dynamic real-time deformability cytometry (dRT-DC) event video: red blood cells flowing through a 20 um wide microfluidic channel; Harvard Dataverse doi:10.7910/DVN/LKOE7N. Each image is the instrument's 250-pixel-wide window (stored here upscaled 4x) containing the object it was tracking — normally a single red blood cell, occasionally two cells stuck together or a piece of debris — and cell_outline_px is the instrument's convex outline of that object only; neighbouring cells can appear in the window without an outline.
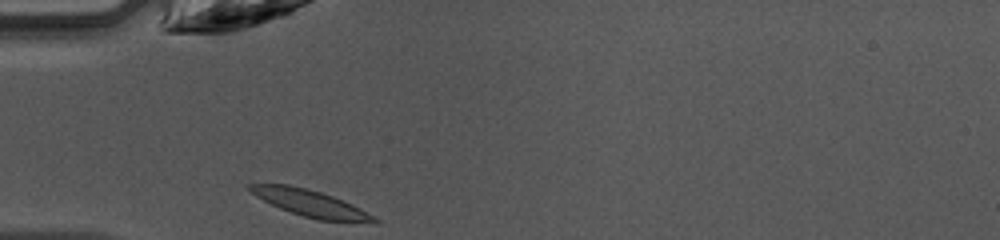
{"species": "common noctule bat (a hibernating species)", "species_latin": "Nyctalus noctula", "temperature_condition": "warm", "stored_images_in_passage": 27, "camera_frame_rate_fps": 3000, "um_per_image_px": 0.085, "animal": {"sex": "female", "body_mass_g": 10.0, "forearm_length_mm": 53.1}, "frame": {"image": 1, "passage_image": 1, "time_ms": 0.0, "image_size_px": [1000, 240], "cell_outline_px": [[380, 224], [376, 224], [320, 220], [304, 216], [280, 208], [256, 196], [244, 184], [288, 184], [320, 192], [332, 196], [352, 204], [360, 208], [380, 220]], "centroid_in_image_um": [26.46, 17.3], "position_along_channel_um": 58.5, "area_um2": 19.25}}
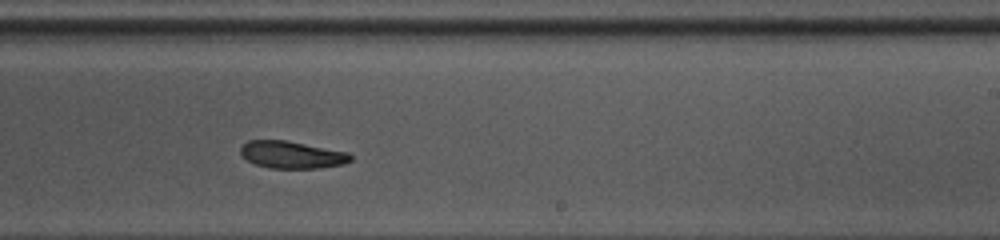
{"frame": {"image": 2, "passage_image": 16, "time_ms": 5.0, "image_size_px": [1000, 240], "cell_outline_px": [[352, 160], [344, 164], [316, 168], [272, 168], [256, 164], [248, 160], [240, 152], [240, 148], [248, 140], [284, 140], [348, 152], [352, 156]], "centroid_in_image_um": [24.82, 13.15], "position_along_channel_um": 264.2, "area_um2": 17.22}}
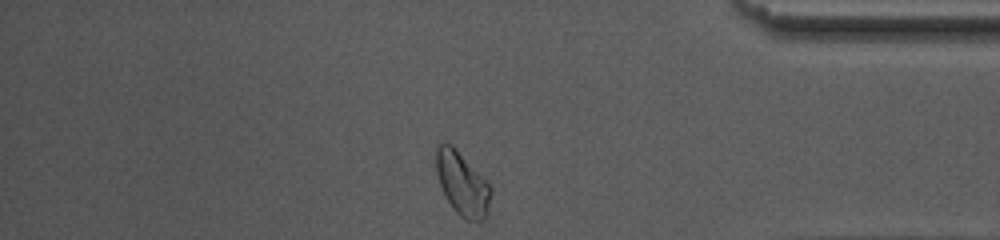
{"frame": {"image": 3, "passage_image": 27, "time_ms": 8.667, "image_size_px": [1000, 240], "cell_outline_px": [[492, 192], [488, 212], [484, 220], [464, 220], [452, 208], [444, 196], [436, 172], [436, 144], [444, 140], [452, 144], [492, 188]], "centroid_in_image_um": [39.26, 15.61], "position_along_channel_um": 395.9, "area_um2": 20.35}, "authors_computed_cell_mechanics": {"area_um2": 18.3226, "velocity_mm_per_s": 4.1938, "shape_relaxation_time_tau1_ms": 3.2424, "shape_relaxation_time_tau2_ms": null, "deformation_change_tau1": 0.1139, "deformation_change_tau2": null}}